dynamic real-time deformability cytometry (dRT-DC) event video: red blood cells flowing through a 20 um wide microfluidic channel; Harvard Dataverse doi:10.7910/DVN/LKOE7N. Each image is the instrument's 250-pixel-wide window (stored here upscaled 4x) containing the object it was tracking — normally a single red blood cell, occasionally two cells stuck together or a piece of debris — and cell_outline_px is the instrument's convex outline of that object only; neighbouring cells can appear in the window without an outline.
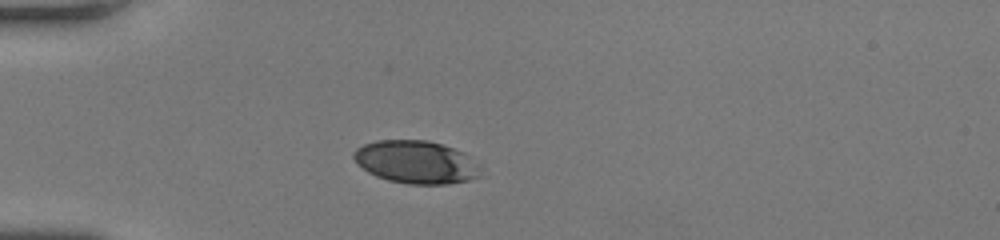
{"species": "human", "species_latin": "Homo sapiens", "temperature_condition": "room temperature", "stored_images_in_passage": 29, "camera_frame_rate_fps": 3000, "um_per_image_px": 0.085, "donor": {"sex": "female"}, "frame": {"image": 1, "passage_image": 1, "time_ms": 0.0, "image_size_px": [1000, 240], "cell_outline_px": [[480, 176], [468, 180], [448, 184], [408, 184], [388, 180], [376, 176], [368, 172], [352, 156], [352, 152], [356, 148], [364, 144], [376, 140], [428, 140], [444, 144], [464, 152], [480, 168]], "centroid_in_image_um": [35.36, 13.77], "position_along_channel_um": 49.6, "area_um2": 31.67}}
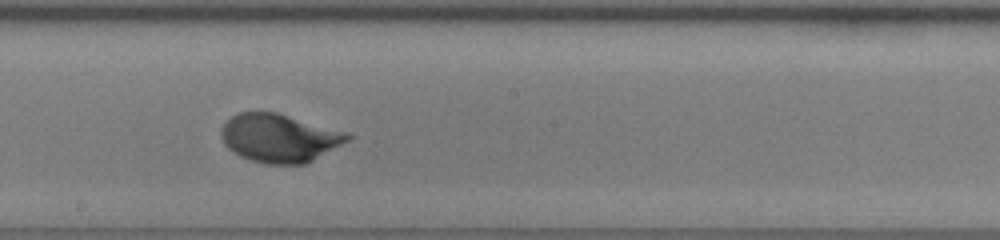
{"frame": {"image": 2, "passage_image": 15, "time_ms": 4.667, "image_size_px": [1000, 240], "cell_outline_px": [[352, 136], [348, 140], [312, 160], [304, 164], [264, 164], [240, 156], [232, 152], [224, 144], [220, 136], [220, 132], [224, 124], [232, 116], [240, 112], [276, 112], [348, 132]], "centroid_in_image_um": [23.71, 11.73], "position_along_channel_um": 224.5, "area_um2": 35.32}}
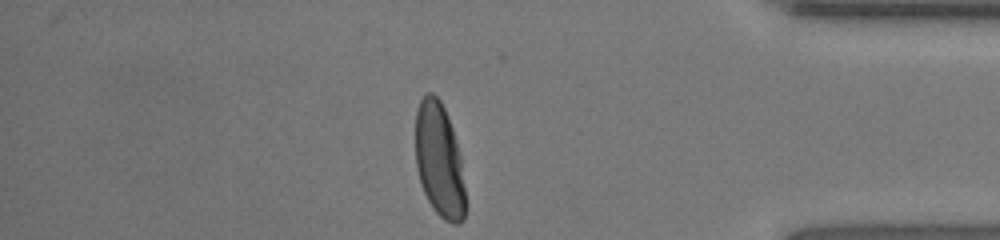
{"frame": {"image": 3, "passage_image": 29, "time_ms": 9.333, "image_size_px": [1000, 240], "cell_outline_px": [[464, 220], [460, 224], [452, 224], [444, 220], [432, 208], [420, 184], [416, 168], [416, 112], [420, 100], [428, 92], [432, 92], [440, 100], [444, 108], [452, 128], [460, 156], [464, 188]], "centroid_in_image_um": [37.32, 13.64], "position_along_channel_um": 397.9, "area_um2": 33.0}, "authors_computed_cell_mechanics": {"area_um2": 34.68, "velocity_mm_per_s": 4.2638, "shape_relaxation_time_tau1_ms": 2.5159, "shape_relaxation_time_tau2_ms": null, "deformation_change_tau1": 0.1416, "deformation_change_tau2": null}}